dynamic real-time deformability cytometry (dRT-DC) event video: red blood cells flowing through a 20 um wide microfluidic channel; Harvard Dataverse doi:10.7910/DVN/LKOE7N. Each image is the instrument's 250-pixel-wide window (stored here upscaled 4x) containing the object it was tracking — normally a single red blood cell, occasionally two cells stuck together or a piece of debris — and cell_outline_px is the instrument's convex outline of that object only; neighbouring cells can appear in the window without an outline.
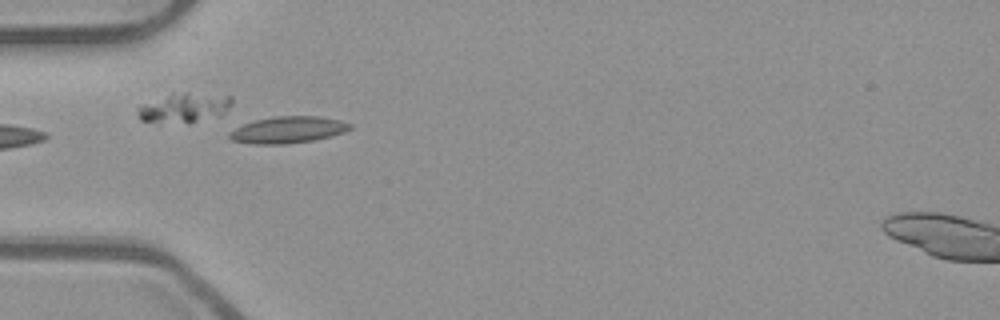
{"species": "common noctule bat (a hibernating species)", "species_latin": "Nyctalus noctula", "temperature_condition": "room temperature", "stored_images_in_passage": 3, "camera_frame_rate_fps": 3000, "um_per_image_px": 0.085, "animal": {"sex": "male", "body_mass_g": 23.1, "forearm_length_mm": 52.7}, "frame": {"image": 1, "passage_image": 1, "time_ms": 0.0, "image_size_px": [1000, 320], "cell_outline_px": [[352, 128], [344, 132], [332, 136], [316, 140], [284, 144], [252, 144], [232, 140], [228, 136], [228, 132], [244, 124], [256, 120], [272, 116], [320, 116], [340, 120], [352, 124]], "centroid_in_image_um": [24.5, 11.03], "position_along_channel_um": 60.5, "area_um2": 18.84}}